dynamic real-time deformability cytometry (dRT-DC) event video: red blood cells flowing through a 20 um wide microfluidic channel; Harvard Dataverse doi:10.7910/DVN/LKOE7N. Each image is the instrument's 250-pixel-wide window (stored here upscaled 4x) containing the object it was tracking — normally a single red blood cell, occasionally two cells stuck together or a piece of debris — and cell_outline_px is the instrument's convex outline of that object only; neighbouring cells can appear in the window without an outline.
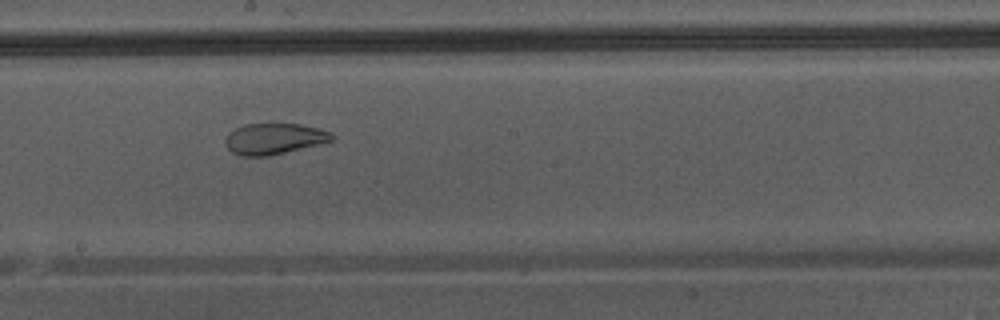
{"species": "Egyptian fruit bat (a non-hibernating species)", "species_latin": "Rousettus aegyptiacus", "temperature_condition": "warm", "stored_images_in_passage": 40, "segment_of_instrument_passage": [2, 2], "camera_frame_rate_fps": 3000, "um_per_image_px": 0.085, "animal": {"sex": "male"}, "frame": {"image": 1, "passage_image": 23, "time_ms": 7.333, "image_size_px": [1000, 320], "cell_outline_px": [[332, 140], [268, 156], [240, 156], [232, 152], [224, 144], [224, 140], [228, 132], [244, 124], [300, 124], [320, 128], [332, 132]], "centroid_in_image_um": [23.23, 11.78], "position_along_channel_um": 225.0, "area_um2": 19.07}}
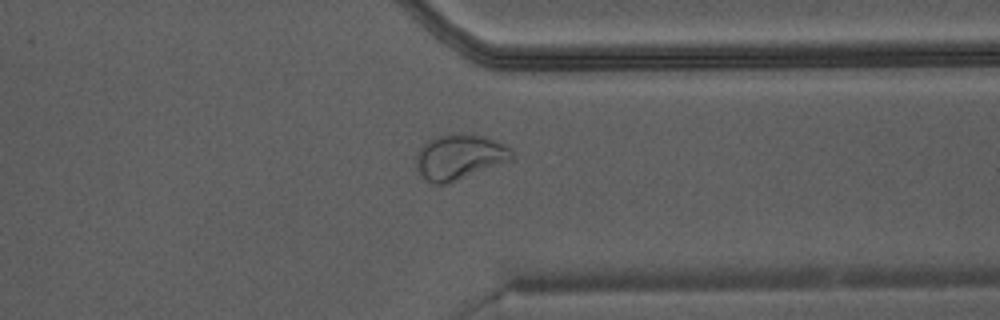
{"frame": {"image": 2, "passage_image": 33, "time_ms": 10.667, "image_size_px": [1000, 320], "cell_outline_px": [[512, 160], [448, 184], [432, 184], [416, 168], [416, 156], [420, 148], [428, 140], [440, 136], [464, 132], [484, 136], [496, 140], [512, 148]], "centroid_in_image_um": [39.08, 13.33], "position_along_channel_um": 372.3, "area_um2": 25.26}}